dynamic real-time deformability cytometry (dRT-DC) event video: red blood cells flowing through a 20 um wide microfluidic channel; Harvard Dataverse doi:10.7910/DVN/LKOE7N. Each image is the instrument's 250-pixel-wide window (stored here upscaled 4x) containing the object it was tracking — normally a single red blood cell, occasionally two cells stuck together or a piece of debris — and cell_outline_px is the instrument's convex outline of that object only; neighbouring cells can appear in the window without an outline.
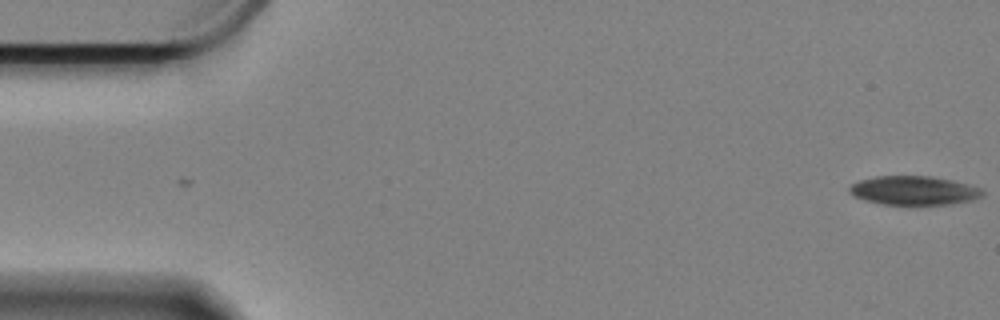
{"species": "Egyptian fruit bat (a non-hibernating species)", "species_latin": "Rousettus aegyptiacus", "temperature_condition": "cold", "stored_images_in_passage": 60, "camera_frame_rate_fps": 3000, "um_per_image_px": 0.085, "animal": {"sex": "female"}, "frame": {"image": 1, "passage_image": 1, "time_ms": 0.0, "image_size_px": [1000, 320], "cell_outline_px": [[984, 192], [980, 196], [968, 200], [952, 204], [884, 204], [868, 200], [856, 196], [848, 192], [848, 188], [852, 184], [860, 180], [876, 176], [932, 176], [952, 180], [980, 188]], "centroid_in_image_um": [77.65, 16.18], "position_along_channel_um": 7.3, "area_um2": 21.96}}
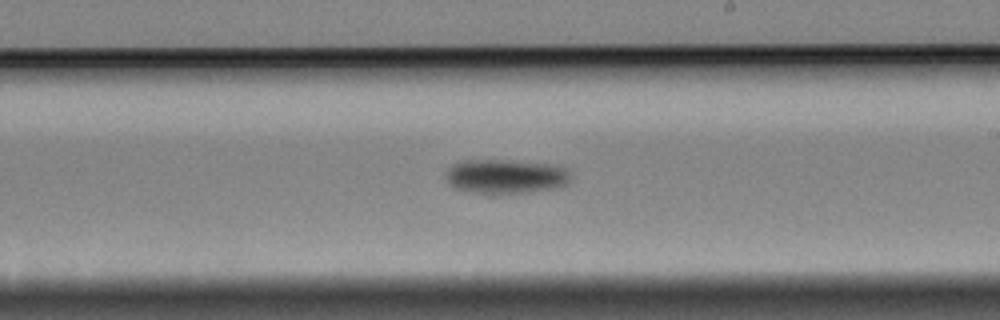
{"frame": {"image": 2, "passage_image": 34, "time_ms": 11.0, "image_size_px": [1000, 320], "cell_outline_px": [[568, 184], [556, 188], [532, 192], [496, 196], [488, 196], [468, 192], [456, 188], [448, 184], [444, 176], [448, 168], [452, 164], [464, 160], [500, 160], [552, 164], [568, 168]], "centroid_in_image_um": [42.92, 15.04], "position_along_channel_um": 246.1, "area_um2": 25.84}}
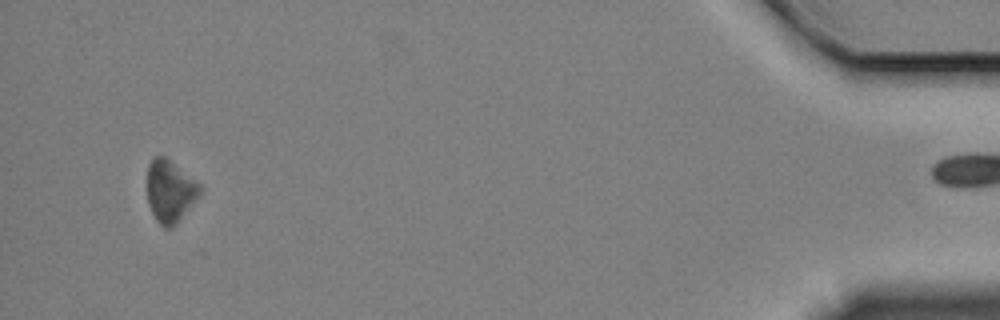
{"frame": {"image": 3, "passage_image": 57, "time_ms": 18.667, "image_size_px": [1000, 320], "cell_outline_px": [[200, 192], [176, 224], [172, 228], [164, 228], [156, 220], [148, 204], [148, 164], [156, 156], [164, 156], [200, 184]], "centroid_in_image_um": [14.42, 16.26], "position_along_channel_um": 420.8, "area_um2": 18.5}}